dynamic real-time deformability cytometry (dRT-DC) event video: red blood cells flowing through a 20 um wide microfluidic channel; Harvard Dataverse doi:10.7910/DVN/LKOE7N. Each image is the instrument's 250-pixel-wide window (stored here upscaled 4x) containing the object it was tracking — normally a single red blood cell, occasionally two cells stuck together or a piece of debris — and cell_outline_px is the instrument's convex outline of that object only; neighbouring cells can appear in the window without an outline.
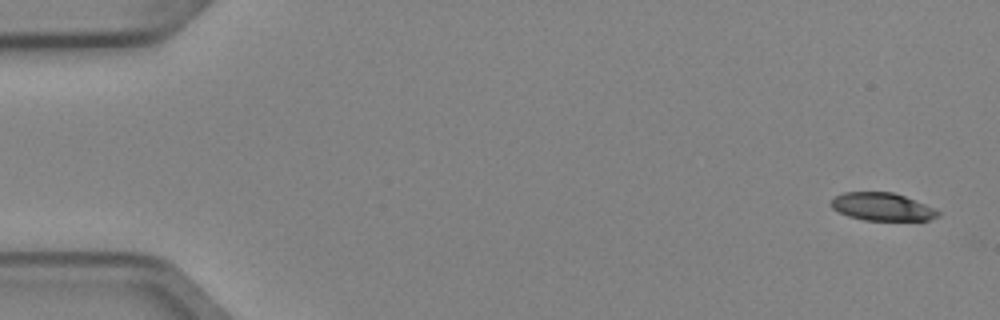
{"species": "Egyptian fruit bat (a non-hibernating species)", "species_latin": "Rousettus aegyptiacus", "temperature_condition": "cold", "stored_images_in_passage": 4, "camera_frame_rate_fps": 3000, "um_per_image_px": 0.085, "animal": {"sex": "female"}, "frame": {"image": 1, "passage_image": 1, "time_ms": 0.0, "image_size_px": [1000, 320], "cell_outline_px": [[940, 216], [928, 220], [864, 220], [848, 216], [832, 208], [832, 200], [836, 196], [844, 192], [892, 192], [904, 196], [924, 204], [940, 212]], "centroid_in_image_um": [74.98, 17.58], "position_along_channel_um": 10.0, "area_um2": 17.05}}